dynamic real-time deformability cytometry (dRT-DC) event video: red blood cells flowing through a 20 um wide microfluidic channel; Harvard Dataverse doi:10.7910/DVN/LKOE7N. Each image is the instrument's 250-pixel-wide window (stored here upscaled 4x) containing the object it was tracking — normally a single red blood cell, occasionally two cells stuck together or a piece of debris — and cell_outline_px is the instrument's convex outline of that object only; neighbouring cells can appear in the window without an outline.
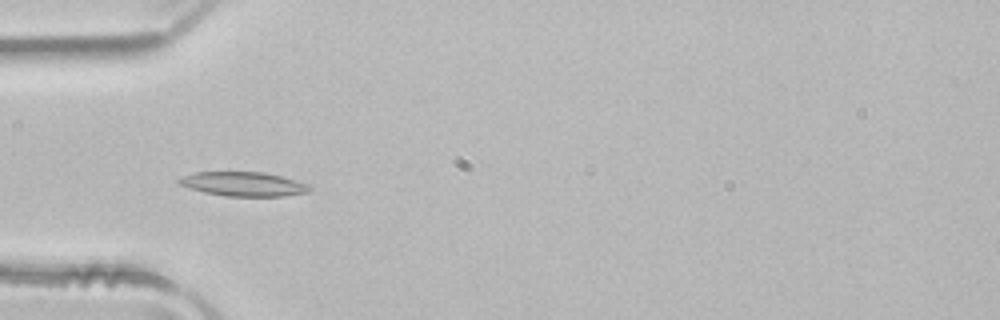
{"species": "common noctule bat (a hibernating species)", "species_latin": "Nyctalus noctula", "temperature_condition": "room temperature", "stored_images_in_passage": 21, "camera_frame_rate_fps": 3000, "um_per_image_px": 0.085, "animal": {"sex": "male", "body_mass_g": 21.5, "forearm_length_mm": 52.0}, "frame": {"image": 1, "passage_image": 6, "time_ms": 1.667, "image_size_px": [1000, 320], "cell_outline_px": [[312, 188], [308, 192], [284, 196], [224, 196], [204, 192], [180, 184], [176, 180], [180, 176], [196, 172], [264, 172], [280, 176], [308, 184]], "centroid_in_image_um": [20.68, 15.64], "position_along_channel_um": 64.3, "area_um2": 18.32}}
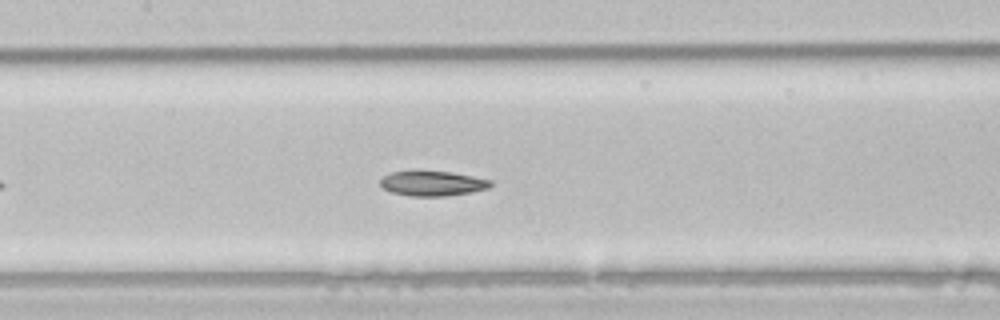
{"frame": {"image": 2, "passage_image": 14, "time_ms": 4.333, "image_size_px": [1000, 320], "cell_outline_px": [[492, 184], [488, 188], [472, 192], [444, 196], [408, 196], [392, 192], [384, 188], [380, 184], [380, 180], [388, 172], [412, 168], [416, 168], [452, 172], [492, 180]], "centroid_in_image_um": [36.7, 15.54], "position_along_channel_um": 170.7, "area_um2": 16.76}}
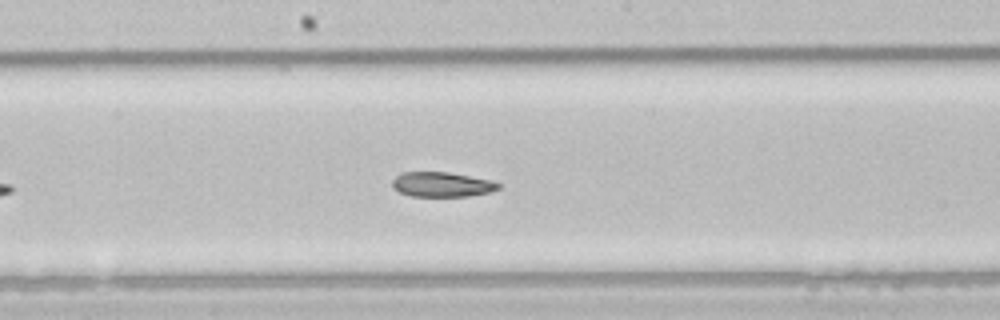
{"frame": {"image": 3, "passage_image": 17, "time_ms": 5.333, "image_size_px": [1000, 320], "cell_outline_px": [[500, 188], [492, 192], [468, 196], [412, 196], [400, 192], [392, 188], [392, 180], [400, 172], [448, 172], [492, 180], [500, 184]], "centroid_in_image_um": [37.56, 15.67], "position_along_channel_um": 210.6, "area_um2": 15.43}}